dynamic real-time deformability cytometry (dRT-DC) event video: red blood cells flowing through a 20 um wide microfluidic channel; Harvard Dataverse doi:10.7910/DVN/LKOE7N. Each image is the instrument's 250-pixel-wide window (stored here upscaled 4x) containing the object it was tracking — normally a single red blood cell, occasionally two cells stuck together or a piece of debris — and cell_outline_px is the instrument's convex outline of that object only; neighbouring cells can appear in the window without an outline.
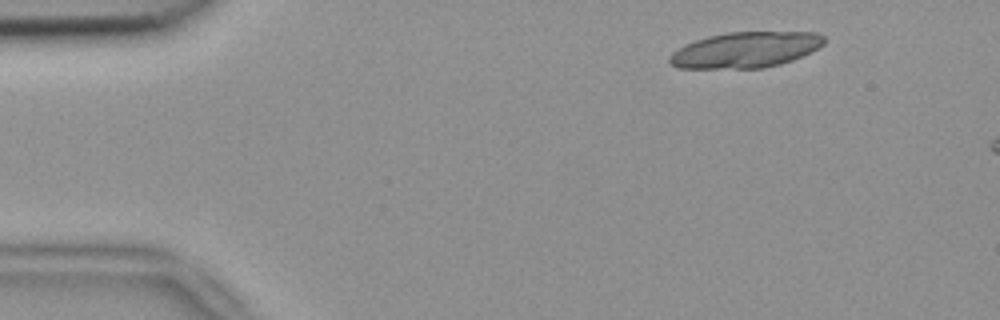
{"species": "common noctule bat (a hibernating species)", "species_latin": "Nyctalus noctula", "temperature_condition": "room temperature", "stored_images_in_passage": 8, "camera_frame_rate_fps": 3000, "um_per_image_px": 0.085, "animal": {"sex": "female", "body_mass_g": 18.4}, "frame": {"image": 1, "passage_image": 2, "time_ms": 0.333, "image_size_px": [1000, 320], "cell_outline_px": [[824, 44], [812, 52], [792, 60], [780, 64], [764, 68], [676, 68], [668, 60], [668, 56], [672, 52], [684, 44], [708, 36], [728, 32], [816, 32], [824, 36]], "centroid_in_image_um": [63.36, 4.24], "position_along_channel_um": 21.6, "area_um2": 32.31}}